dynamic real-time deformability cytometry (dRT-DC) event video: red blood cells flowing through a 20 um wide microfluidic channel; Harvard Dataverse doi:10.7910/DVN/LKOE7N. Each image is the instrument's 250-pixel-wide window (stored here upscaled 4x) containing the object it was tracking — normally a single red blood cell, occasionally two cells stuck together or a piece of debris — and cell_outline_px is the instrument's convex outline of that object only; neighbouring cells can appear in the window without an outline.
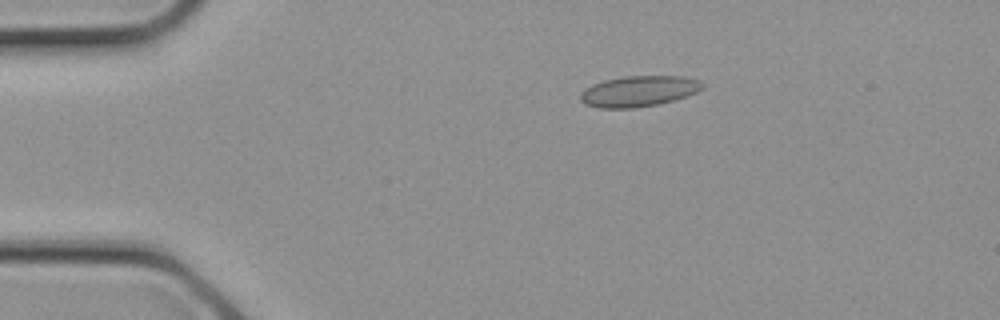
{"species": "common noctule bat (a hibernating species)", "species_latin": "Nyctalus noctula", "temperature_condition": "cold", "stored_images_in_passage": 3, "camera_frame_rate_fps": 3000, "um_per_image_px": 0.085, "animal": {"sex": "female", "body_mass_g": 21.9}, "frame": {"image": 1, "passage_image": 2, "time_ms": 0.333, "image_size_px": [1000, 320], "cell_outline_px": [[704, 88], [696, 92], [672, 100], [656, 104], [636, 108], [600, 108], [584, 104], [580, 100], [580, 92], [592, 84], [604, 80], [624, 76], [684, 76], [700, 80], [704, 84]], "centroid_in_image_um": [54.27, 7.74], "position_along_channel_um": 30.7, "area_um2": 21.91}}
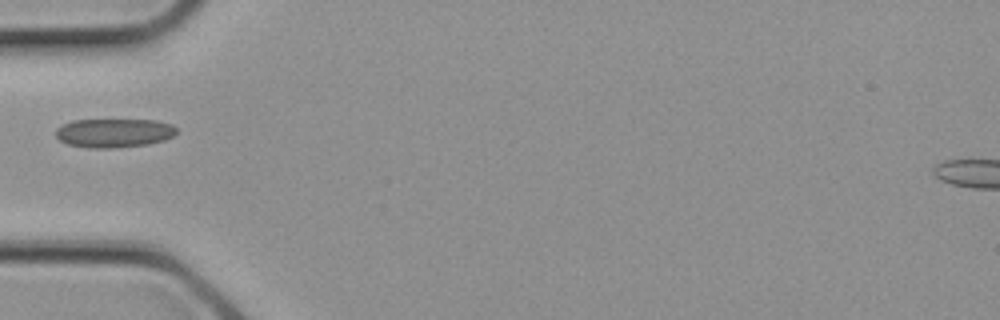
{"frame": {"image": 2, "passage_image": 3, "time_ms": 0.667, "image_size_px": [1000, 320], "cell_outline_px": [[176, 132], [172, 136], [164, 140], [148, 144], [112, 148], [88, 148], [68, 144], [60, 140], [56, 136], [56, 128], [72, 120], [156, 120], [172, 124], [176, 128]], "centroid_in_image_um": [9.68, 11.3], "position_along_channel_um": 75.3, "area_um2": 20.29}}